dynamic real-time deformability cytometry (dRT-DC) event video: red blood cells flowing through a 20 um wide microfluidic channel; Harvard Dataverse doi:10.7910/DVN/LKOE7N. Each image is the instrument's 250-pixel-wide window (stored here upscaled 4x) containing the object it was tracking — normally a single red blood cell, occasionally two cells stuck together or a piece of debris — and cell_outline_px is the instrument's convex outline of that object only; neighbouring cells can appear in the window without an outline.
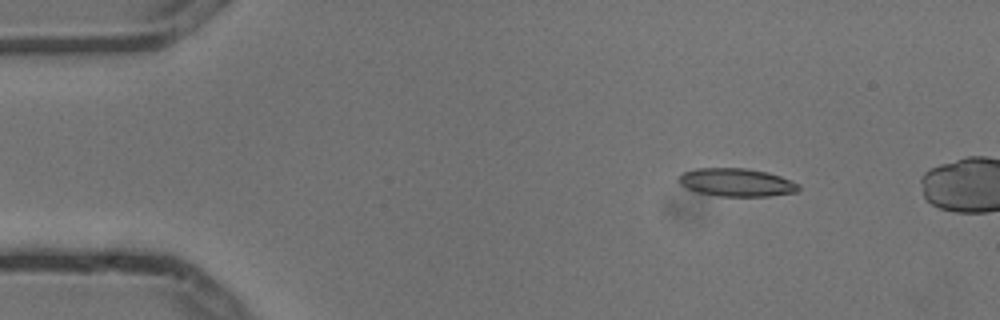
{"species": "common noctule bat (a hibernating species)", "species_latin": "Nyctalus noctula", "temperature_condition": "cold", "stored_images_in_passage": 3, "camera_frame_rate_fps": 3000, "um_per_image_px": 0.085, "animal": {"sex": "male", "body_mass_g": 13.3}, "frame": {"image": 1, "passage_image": 1, "time_ms": 0.0, "image_size_px": [1000, 320], "cell_outline_px": [[800, 188], [796, 192], [768, 196], [720, 196], [700, 192], [688, 188], [680, 184], [676, 180], [676, 176], [684, 172], [696, 168], [744, 168], [768, 172], [780, 176], [800, 184]], "centroid_in_image_um": [62.59, 15.49], "position_along_channel_um": 22.4, "area_um2": 19.59}}